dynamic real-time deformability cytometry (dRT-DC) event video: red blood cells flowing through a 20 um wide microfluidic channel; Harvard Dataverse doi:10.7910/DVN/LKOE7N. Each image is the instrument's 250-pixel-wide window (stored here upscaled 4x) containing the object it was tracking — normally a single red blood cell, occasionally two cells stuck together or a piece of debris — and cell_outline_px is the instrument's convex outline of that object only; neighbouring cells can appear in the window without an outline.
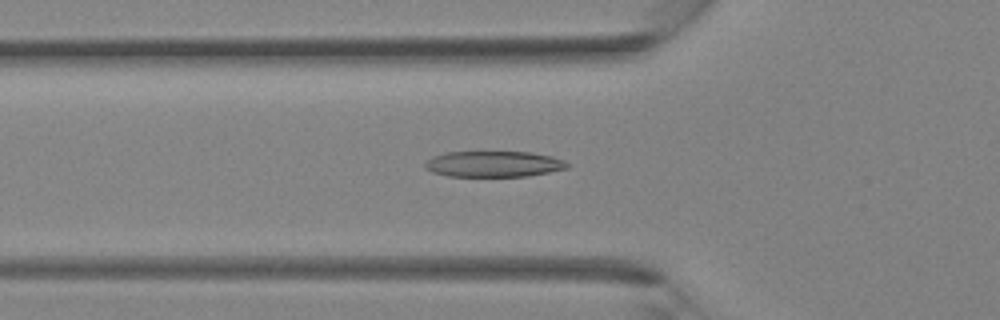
{"species": "Egyptian fruit bat (a non-hibernating species)", "species_latin": "Rousettus aegyptiacus", "temperature_condition": "room temperature", "stored_images_in_passage": 36, "camera_frame_rate_fps": 3000, "um_per_image_px": 0.085, "animal": {"sex": "female"}, "frame": {"image": 1, "passage_image": 12, "time_ms": 3.667, "image_size_px": [1000, 320], "cell_outline_px": [[568, 168], [528, 176], [448, 176], [432, 172], [424, 168], [424, 164], [432, 156], [444, 152], [532, 152], [552, 156], [564, 160], [568, 164]], "centroid_in_image_um": [41.94, 13.94], "position_along_channel_um": 83.9, "area_um2": 21.5}}
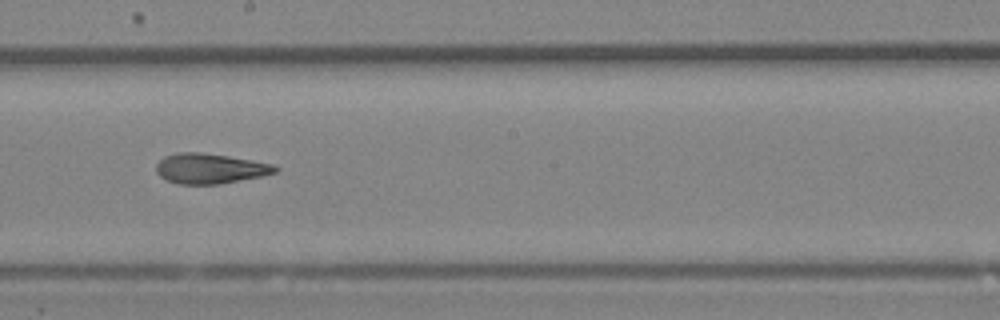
{"frame": {"image": 2, "passage_image": 20, "time_ms": 6.333, "image_size_px": [1000, 320], "cell_outline_px": [[280, 168], [276, 172], [260, 176], [220, 184], [180, 184], [168, 180], [160, 176], [156, 172], [156, 164], [164, 156], [176, 152], [200, 152], [228, 156], [252, 160], [272, 164]], "centroid_in_image_um": [17.83, 14.31], "position_along_channel_um": 230.4, "area_um2": 20.81}}
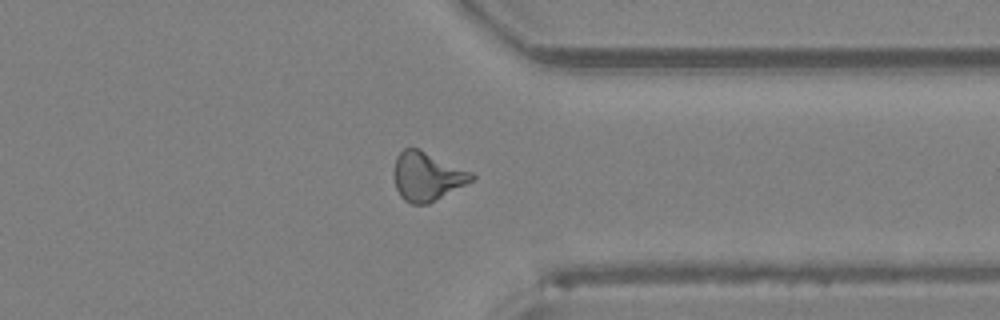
{"frame": {"image": 3, "passage_image": 28, "time_ms": 9.0, "image_size_px": [1000, 320], "cell_outline_px": [[476, 176], [472, 180], [428, 204], [412, 204], [404, 200], [400, 196], [396, 188], [392, 176], [392, 172], [396, 156], [404, 148], [416, 148], [472, 172]], "centroid_in_image_um": [36.23, 15.0], "position_along_channel_um": 375.2, "area_um2": 21.85}}